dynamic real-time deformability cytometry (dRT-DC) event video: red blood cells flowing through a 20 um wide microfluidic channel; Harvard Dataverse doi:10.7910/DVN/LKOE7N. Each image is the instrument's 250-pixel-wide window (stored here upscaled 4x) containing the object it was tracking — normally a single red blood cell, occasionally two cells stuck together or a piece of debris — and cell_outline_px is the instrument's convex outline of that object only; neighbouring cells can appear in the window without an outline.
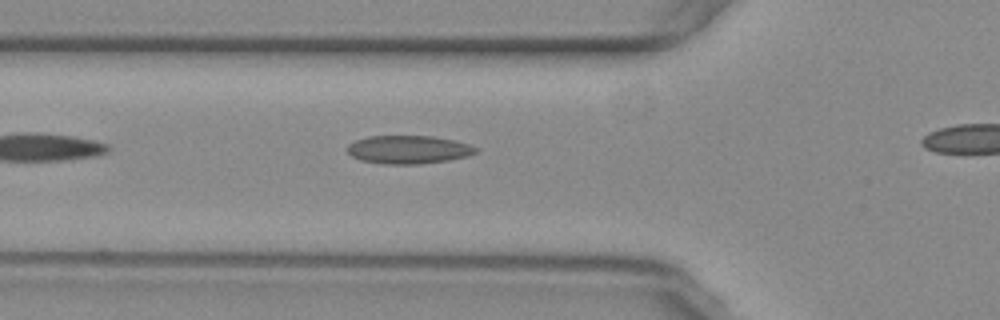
{"species": "common noctule bat (a hibernating species)", "species_latin": "Nyctalus noctula", "temperature_condition": "warm", "stored_images_in_passage": 29, "camera_frame_rate_fps": 3000, "um_per_image_px": 0.085, "animal": {"sex": "female", "body_mass_g": 29.2, "forearm_length_mm": 56.3}, "frame": {"image": 1, "passage_image": 4, "time_ms": 1.0, "image_size_px": [1000, 320], "cell_outline_px": [[476, 152], [468, 156], [448, 160], [420, 164], [380, 164], [360, 160], [352, 156], [348, 152], [348, 144], [356, 140], [368, 136], [432, 136], [452, 140], [468, 144], [476, 148]], "centroid_in_image_um": [34.68, 12.72], "position_along_channel_um": 91.1, "area_um2": 21.04}}
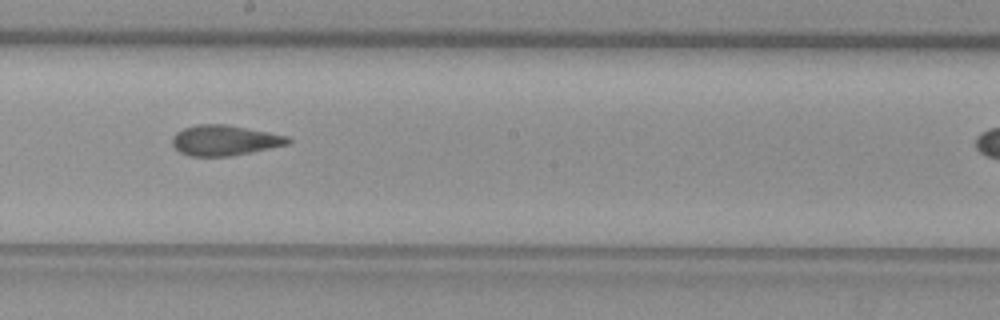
{"frame": {"image": 2, "passage_image": 15, "time_ms": 4.667, "image_size_px": [1000, 320], "cell_outline_px": [[292, 140], [288, 144], [252, 152], [232, 156], [188, 156], [180, 152], [172, 144], [172, 136], [176, 132], [184, 128], [196, 124], [228, 124], [288, 136]], "centroid_in_image_um": [19.08, 11.92], "position_along_channel_um": 229.1, "area_um2": 20.58}}
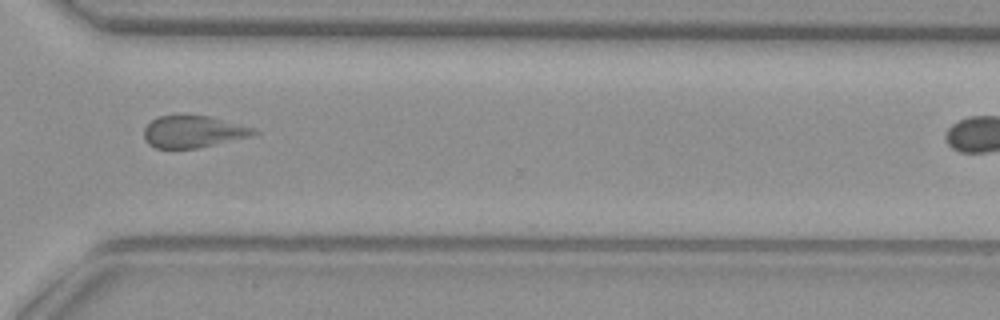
{"frame": {"image": 3, "passage_image": 25, "time_ms": 8.0, "image_size_px": [1000, 320], "cell_outline_px": [[260, 132], [252, 136], [196, 148], [156, 148], [148, 144], [144, 140], [144, 128], [152, 120], [160, 116], [208, 116], [252, 128]], "centroid_in_image_um": [16.38, 11.21], "position_along_channel_um": 354.2, "area_um2": 20.0}}